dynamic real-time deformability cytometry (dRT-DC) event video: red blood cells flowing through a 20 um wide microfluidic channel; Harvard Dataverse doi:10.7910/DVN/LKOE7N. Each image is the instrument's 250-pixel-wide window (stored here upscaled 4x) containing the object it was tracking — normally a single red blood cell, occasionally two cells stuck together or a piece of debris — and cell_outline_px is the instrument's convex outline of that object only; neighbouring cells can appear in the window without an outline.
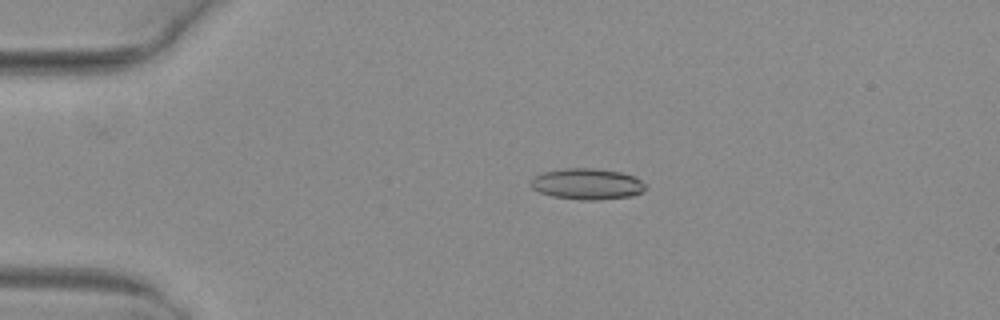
{"species": "common noctule bat (a hibernating species)", "species_latin": "Nyctalus noctula", "temperature_condition": "warm", "stored_images_in_passage": 45, "camera_frame_rate_fps": 3000, "um_per_image_px": 0.085, "animal": {"sex": "female", "body_mass_g": 29.2, "forearm_length_mm": 56.3}, "frame": {"image": 1, "passage_image": 5, "time_ms": 1.333, "image_size_px": [1000, 320], "cell_outline_px": [[644, 192], [632, 196], [600, 200], [580, 200], [552, 196], [540, 192], [532, 188], [528, 184], [528, 180], [532, 176], [544, 172], [564, 168], [592, 168], [620, 172], [632, 176], [640, 180], [644, 184]], "centroid_in_image_um": [49.84, 15.64], "position_along_channel_um": 35.2, "area_um2": 20.92}}
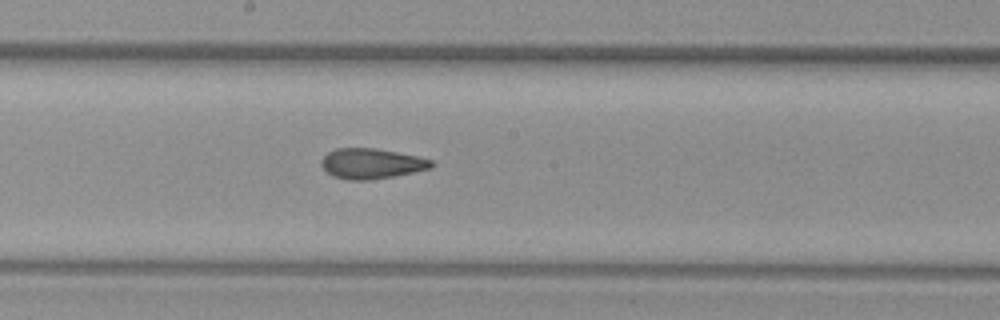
{"frame": {"image": 2, "passage_image": 22, "time_ms": 7.0, "image_size_px": [1000, 320], "cell_outline_px": [[436, 164], [432, 168], [372, 180], [348, 180], [332, 176], [320, 164], [320, 160], [328, 152], [336, 148], [376, 148], [416, 156], [432, 160]], "centroid_in_image_um": [31.56, 13.9], "position_along_channel_um": 216.6, "area_um2": 19.42}}
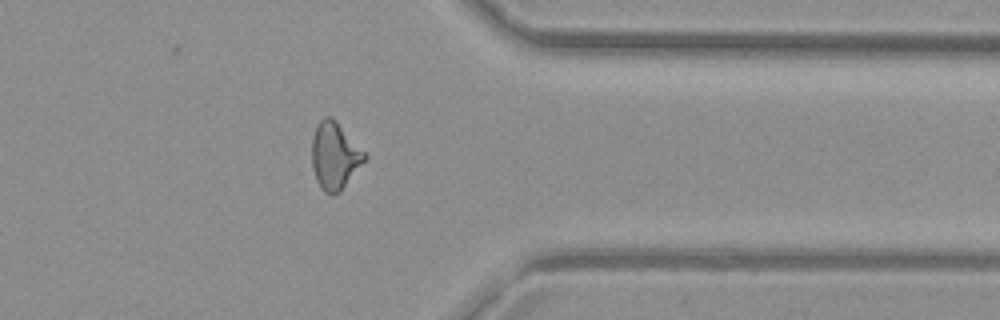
{"frame": {"image": 3, "passage_image": 35, "time_ms": 11.333, "image_size_px": [1000, 320], "cell_outline_px": [[368, 156], [340, 192], [332, 196], [324, 192], [320, 188], [316, 180], [312, 168], [312, 136], [316, 124], [324, 116], [332, 116]], "centroid_in_image_um": [28.42, 13.25], "position_along_channel_um": 383.0, "area_um2": 20.69}, "authors_computed_cell_mechanics": {"area_um2": 20.23, "velocity_mm_per_s": 4.0565, "shape_relaxation_time_tau1_ms": null, "shape_relaxation_time_tau2_ms": 2.2907, "deformation_change_tau1": null, "deformation_change_tau2": 0.0998}}